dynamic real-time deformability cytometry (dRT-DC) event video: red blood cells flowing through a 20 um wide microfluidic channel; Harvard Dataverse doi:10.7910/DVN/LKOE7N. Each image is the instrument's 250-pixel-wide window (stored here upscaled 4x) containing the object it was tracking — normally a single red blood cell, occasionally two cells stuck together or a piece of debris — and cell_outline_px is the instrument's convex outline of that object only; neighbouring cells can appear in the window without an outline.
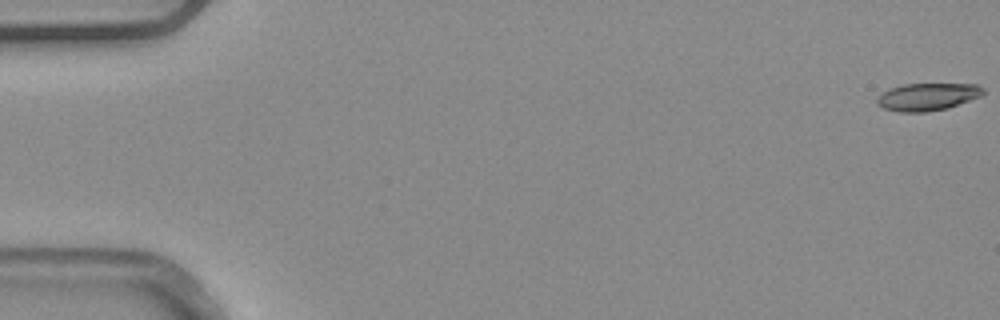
{"species": "common noctule bat (a hibernating species)", "species_latin": "Nyctalus noctula", "temperature_condition": "warm", "stored_images_in_passage": 8, "camera_frame_rate_fps": 3000, "um_per_image_px": 0.085, "animal": {"sex": "male", "body_mass_g": 20.4}, "frame": {"image": 1, "passage_image": 1, "time_ms": 0.0, "image_size_px": [1000, 320], "cell_outline_px": [[984, 92], [980, 96], [948, 108], [924, 112], [900, 112], [884, 108], [876, 100], [884, 92], [892, 88], [904, 84], [976, 84], [984, 88]], "centroid_in_image_um": [78.88, 8.22], "position_along_channel_um": 6.1, "area_um2": 16.65}}
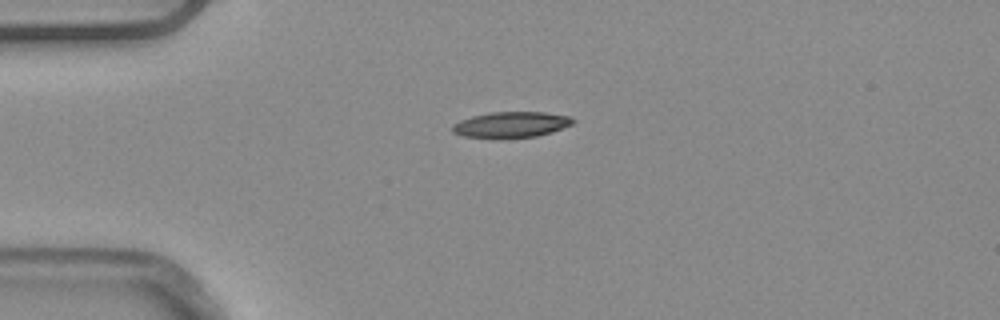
{"frame": {"image": 2, "passage_image": 4, "time_ms": 1.0, "image_size_px": [1000, 320], "cell_outline_px": [[576, 120], [572, 124], [552, 132], [536, 136], [464, 136], [452, 132], [452, 124], [460, 120], [472, 116], [492, 112], [544, 112], [572, 116]], "centroid_in_image_um": [43.5, 10.55], "position_along_channel_um": 41.5, "area_um2": 17.57}}